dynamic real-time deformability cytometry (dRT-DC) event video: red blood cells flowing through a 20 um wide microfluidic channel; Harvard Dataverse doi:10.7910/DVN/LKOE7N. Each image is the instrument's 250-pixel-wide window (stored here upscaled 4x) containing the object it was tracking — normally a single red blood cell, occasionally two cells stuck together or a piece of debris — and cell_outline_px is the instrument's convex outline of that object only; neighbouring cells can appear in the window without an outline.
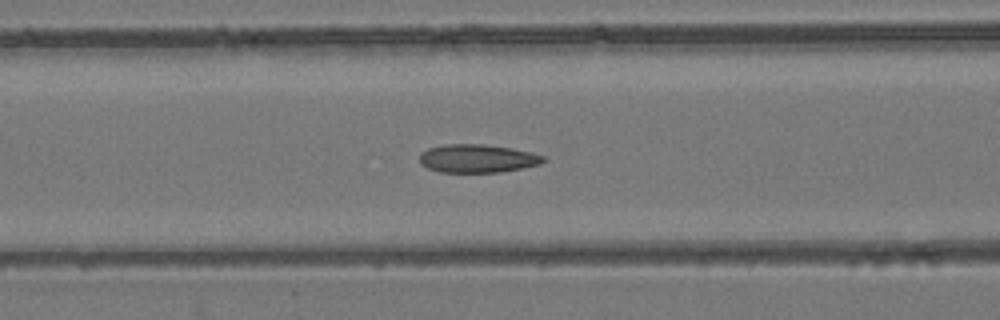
{"species": "common noctule bat (a hibernating species)", "species_latin": "Nyctalus noctula", "temperature_condition": "room temperature", "stored_images_in_passage": 55, "camera_frame_rate_fps": 3000, "um_per_image_px": 0.085, "animal": {"sex": "female", "body_mass_g": 24.6, "forearm_length_mm": 56.2}, "frame": {"image": 1, "passage_image": 23, "time_ms": 7.333, "image_size_px": [1000, 320], "cell_outline_px": [[548, 160], [540, 164], [500, 172], [440, 172], [428, 168], [420, 164], [420, 152], [428, 148], [448, 144], [480, 144], [512, 148], [544, 156]], "centroid_in_image_um": [40.56, 13.47], "position_along_channel_um": 126.0, "area_um2": 20.29}}
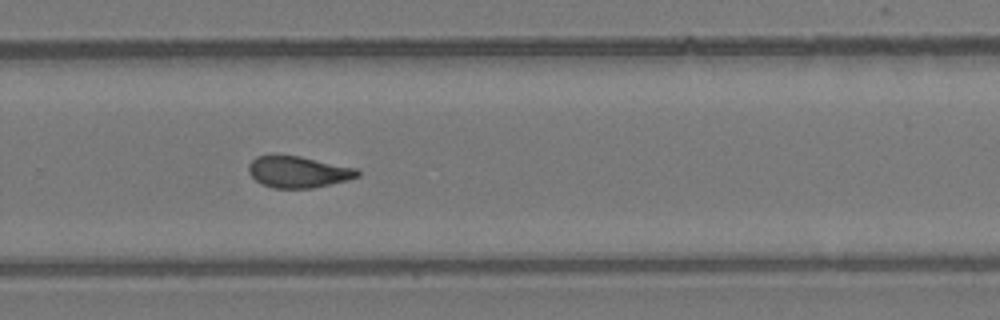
{"frame": {"image": 2, "passage_image": 37, "time_ms": 12.0, "image_size_px": [1000, 320], "cell_outline_px": [[360, 176], [348, 180], [312, 188], [272, 188], [260, 184], [248, 172], [248, 164], [256, 156], [300, 156], [356, 168], [360, 172]], "centroid_in_image_um": [25.34, 14.62], "position_along_channel_um": 304.5, "area_um2": 19.88}}
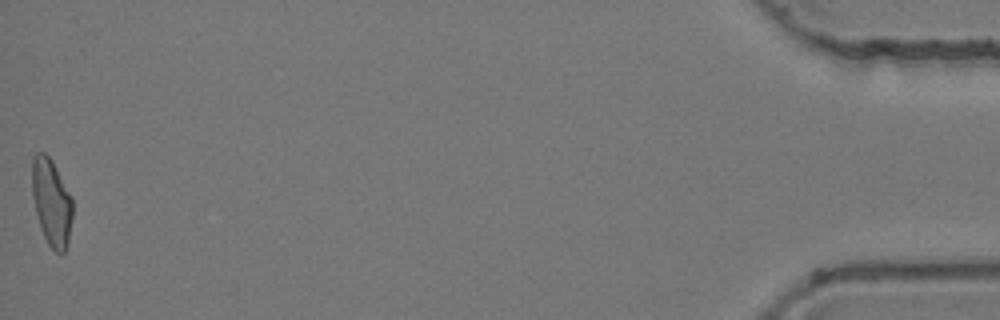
{"frame": {"image": 3, "passage_image": 55, "time_ms": 18.0, "image_size_px": [1000, 320], "cell_outline_px": [[72, 220], [68, 244], [64, 252], [56, 252], [48, 244], [40, 228], [32, 196], [32, 156], [36, 152], [44, 152], [48, 156], [72, 196]], "centroid_in_image_um": [4.37, 17.2], "position_along_channel_um": 430.8, "area_um2": 20.46}, "authors_computed_cell_mechanics": {"area_um2": 20.519, "velocity_mm_per_s": 3.833, "shape_relaxation_time_tau1_ms": null, "shape_relaxation_time_tau2_ms": 3.5564, "deformation_change_tau1": null, "deformation_change_tau2": 0.0844}}